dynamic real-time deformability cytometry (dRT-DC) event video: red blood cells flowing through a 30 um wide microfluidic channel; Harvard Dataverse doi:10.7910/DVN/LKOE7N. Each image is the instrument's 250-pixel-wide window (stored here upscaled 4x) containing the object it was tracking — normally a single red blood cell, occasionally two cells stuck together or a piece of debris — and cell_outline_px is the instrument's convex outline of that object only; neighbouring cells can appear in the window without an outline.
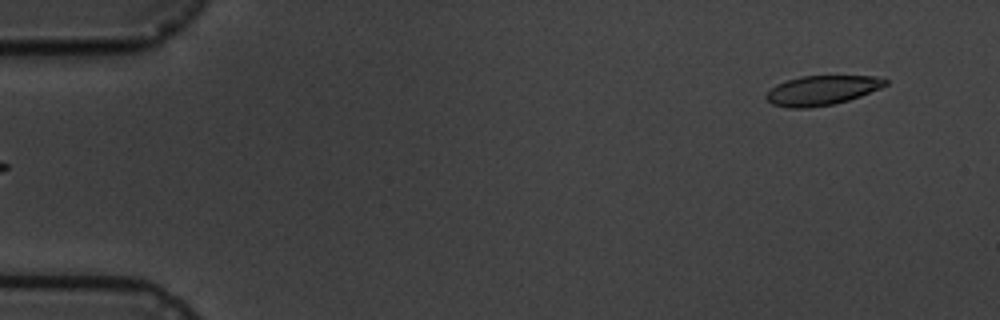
{"species": "common noctule bat (a hibernating species)", "species_latin": "Nyctalus noctula", "temperature_condition": "cold", "stored_images_in_passage": 6, "camera_frame_rate_fps": 3000, "um_per_image_px": 0.085, "animal": {"sex": "male", "body_mass_g": 19.5, "forearm_length_mm": 54.6}, "frame": {"image": 1, "passage_image": 6, "time_ms": 6.333, "image_size_px": [1000, 320], "cell_outline_px": [[888, 84], [880, 88], [860, 96], [848, 100], [832, 104], [808, 108], [792, 108], [772, 104], [764, 96], [776, 84], [800, 76], [884, 76], [888, 80]], "centroid_in_image_um": [69.89, 7.67], "position_along_channel_um": 15.1, "area_um2": 20.46}}